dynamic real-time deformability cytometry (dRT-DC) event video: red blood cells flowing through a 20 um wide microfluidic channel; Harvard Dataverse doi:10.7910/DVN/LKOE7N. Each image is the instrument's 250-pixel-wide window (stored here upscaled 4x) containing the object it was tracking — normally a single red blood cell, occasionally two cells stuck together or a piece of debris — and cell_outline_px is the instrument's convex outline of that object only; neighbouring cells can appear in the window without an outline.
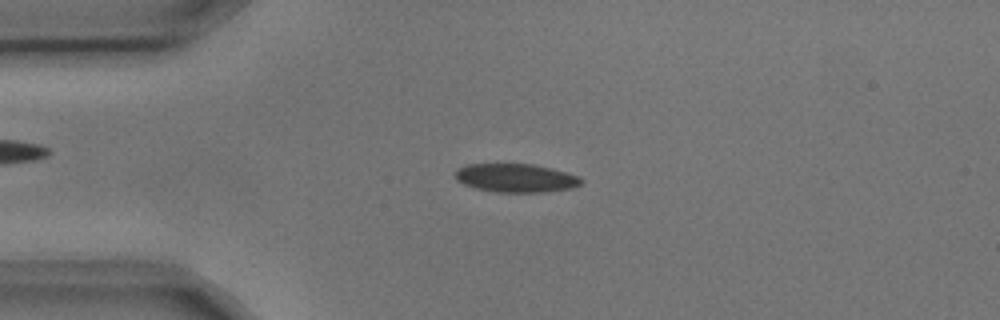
{"species": "common noctule bat (a hibernating species)", "species_latin": "Nyctalus noctula", "temperature_condition": "cold", "stored_images_in_passage": 2, "camera_frame_rate_fps": 3000, "um_per_image_px": 0.085, "animal": {"sex": "male", "body_mass_g": 17.9, "forearm_length_mm": 54.2}, "frame": {"image": 1, "passage_image": 1, "time_ms": 0.0, "image_size_px": [1000, 320], "cell_outline_px": [[584, 180], [580, 184], [572, 188], [544, 192], [496, 192], [476, 188], [464, 184], [456, 180], [456, 168], [464, 164], [532, 164], [552, 168], [580, 176]], "centroid_in_image_um": [43.85, 15.12], "position_along_channel_um": 41.1, "area_um2": 21.04}}